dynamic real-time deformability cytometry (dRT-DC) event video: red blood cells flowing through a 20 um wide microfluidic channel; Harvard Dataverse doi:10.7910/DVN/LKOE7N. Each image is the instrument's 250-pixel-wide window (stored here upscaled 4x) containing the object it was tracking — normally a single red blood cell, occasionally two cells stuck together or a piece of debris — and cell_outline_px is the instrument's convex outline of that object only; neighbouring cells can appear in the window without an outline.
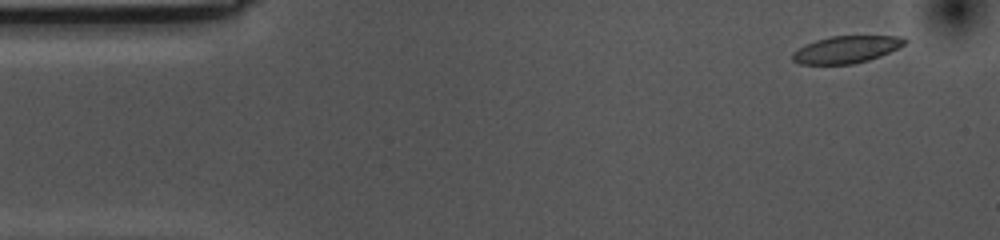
{"species": "common noctule bat (a hibernating species)", "species_latin": "Nyctalus noctula", "temperature_condition": "cold", "stored_images_in_passage": 54, "camera_frame_rate_fps": 3000, "um_per_image_px": 0.085, "animal": {"sex": "female", "body_mass_g": 10.0, "forearm_length_mm": 53.1}, "frame": {"image": 1, "passage_image": 2, "time_ms": 0.333, "image_size_px": [1000, 240], "cell_outline_px": [[908, 40], [900, 48], [880, 56], [868, 60], [852, 64], [800, 64], [792, 60], [792, 52], [804, 44], [816, 40], [832, 36], [904, 36]], "centroid_in_image_um": [71.95, 4.2], "position_along_channel_um": 13.1, "area_um2": 17.86}}
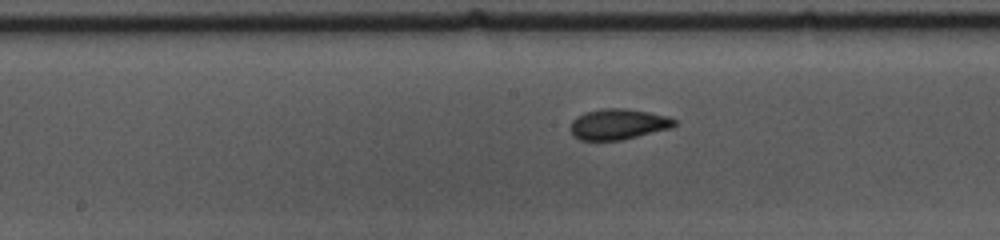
{"frame": {"image": 2, "passage_image": 25, "time_ms": 8.0, "image_size_px": [1000, 240], "cell_outline_px": [[676, 124], [672, 128], [624, 140], [580, 140], [572, 136], [568, 128], [572, 120], [576, 116], [584, 112], [604, 108], [624, 108], [648, 112], [668, 116], [676, 120]], "centroid_in_image_um": [52.51, 10.56], "position_along_channel_um": 195.7, "area_um2": 18.96}}
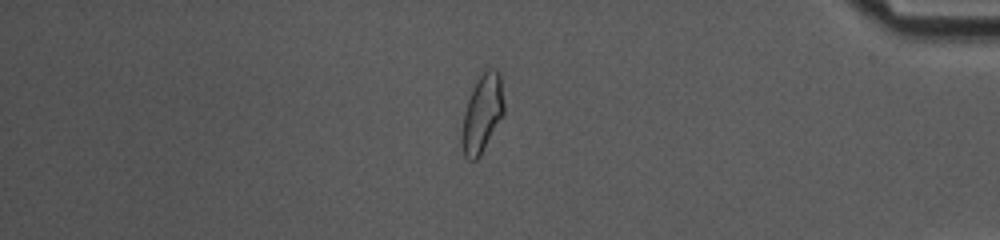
{"frame": {"image": 3, "passage_image": 45, "time_ms": 14.667, "image_size_px": [1000, 240], "cell_outline_px": [[504, 116], [480, 156], [476, 160], [468, 160], [464, 156], [460, 144], [460, 136], [464, 112], [472, 88], [480, 76], [488, 68], [492, 68], [500, 72], [504, 104]], "centroid_in_image_um": [40.98, 9.7], "position_along_channel_um": 394.2, "area_um2": 19.48}, "authors_computed_cell_mechanics": {"area_um2": 18.5827, "velocity_mm_per_s": 3.5358, "shape_relaxation_time_tau1_ms": 7.4074, "shape_relaxation_time_tau2_ms": 1.4235, "deformation_change_tau1": 0.1563, "deformation_change_tau2": 0.0456}}